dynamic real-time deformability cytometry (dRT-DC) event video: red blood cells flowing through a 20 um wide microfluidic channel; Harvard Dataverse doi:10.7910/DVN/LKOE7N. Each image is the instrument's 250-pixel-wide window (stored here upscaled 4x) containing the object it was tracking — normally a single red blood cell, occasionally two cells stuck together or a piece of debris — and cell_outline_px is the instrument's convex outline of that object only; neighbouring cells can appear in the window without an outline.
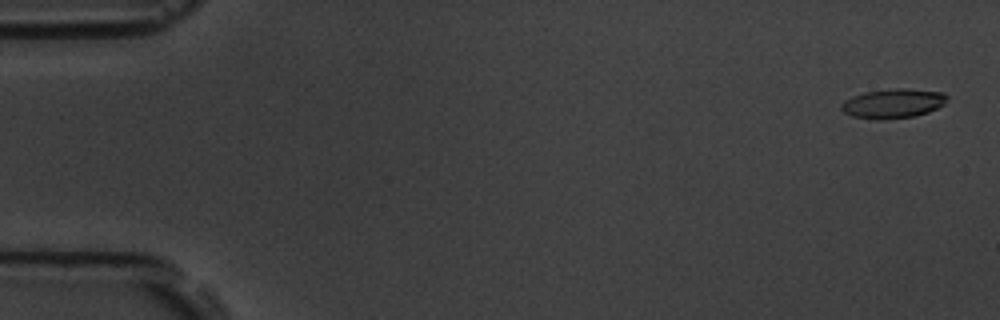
{"species": "common noctule bat (a hibernating species)", "species_latin": "Nyctalus noctula", "temperature_condition": "room temperature", "stored_images_in_passage": 6, "camera_frame_rate_fps": 3000, "um_per_image_px": 0.085, "animal": {"sex": "male", "body_mass_g": 19.5, "forearm_length_mm": 54.6}, "frame": {"image": 1, "passage_image": 1, "time_ms": 0.0, "image_size_px": [1000, 320], "cell_outline_px": [[948, 96], [944, 104], [928, 112], [912, 116], [884, 120], [876, 120], [852, 116], [844, 112], [840, 108], [840, 104], [844, 100], [852, 96], [864, 92], [896, 88], [904, 88], [944, 92]], "centroid_in_image_um": [75.88, 8.79], "position_along_channel_um": 9.1, "area_um2": 18.21}}
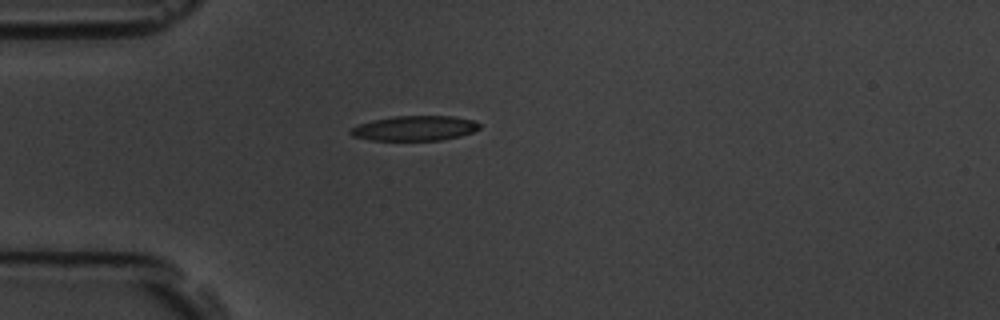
{"frame": {"image": 2, "passage_image": 5, "time_ms": 4.667, "image_size_px": [1000, 320], "cell_outline_px": [[480, 128], [472, 132], [460, 136], [440, 140], [372, 140], [352, 136], [348, 132], [352, 128], [360, 124], [372, 120], [392, 116], [452, 116], [472, 120], [480, 124]], "centroid_in_image_um": [35.24, 10.9], "position_along_channel_um": 49.8, "area_um2": 18.61}}